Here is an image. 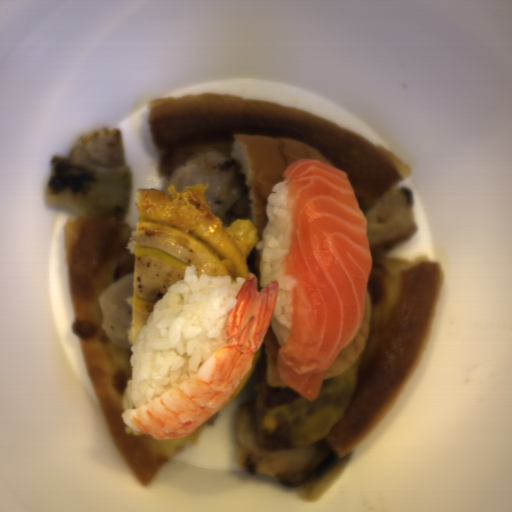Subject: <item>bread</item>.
I'll return each mask as SVG.
<instances>
[{
	"instance_id": "8d2b1439",
	"label": "bread",
	"mask_w": 512,
	"mask_h": 512,
	"mask_svg": "<svg viewBox=\"0 0 512 512\" xmlns=\"http://www.w3.org/2000/svg\"><path fill=\"white\" fill-rule=\"evenodd\" d=\"M232 148L233 156L245 175L257 243L262 240L269 220L266 205L272 187L287 178L281 176L282 172L299 159H319L331 165L310 144L276 137L234 135Z\"/></svg>"
},
{
	"instance_id": "cb027b5d",
	"label": "bread",
	"mask_w": 512,
	"mask_h": 512,
	"mask_svg": "<svg viewBox=\"0 0 512 512\" xmlns=\"http://www.w3.org/2000/svg\"><path fill=\"white\" fill-rule=\"evenodd\" d=\"M371 315L369 292L367 287L363 325L349 345L342 348L330 368L324 372V378L334 376L345 371L362 354L366 348L367 331Z\"/></svg>"
},
{
	"instance_id": "b6be36c0",
	"label": "bread",
	"mask_w": 512,
	"mask_h": 512,
	"mask_svg": "<svg viewBox=\"0 0 512 512\" xmlns=\"http://www.w3.org/2000/svg\"><path fill=\"white\" fill-rule=\"evenodd\" d=\"M265 345H266L268 386H273V387H278V388H283V389L287 388V387H291L280 378L278 370L276 368L278 352L281 347L273 333L271 323H270L267 333L265 335Z\"/></svg>"
}]
</instances>
